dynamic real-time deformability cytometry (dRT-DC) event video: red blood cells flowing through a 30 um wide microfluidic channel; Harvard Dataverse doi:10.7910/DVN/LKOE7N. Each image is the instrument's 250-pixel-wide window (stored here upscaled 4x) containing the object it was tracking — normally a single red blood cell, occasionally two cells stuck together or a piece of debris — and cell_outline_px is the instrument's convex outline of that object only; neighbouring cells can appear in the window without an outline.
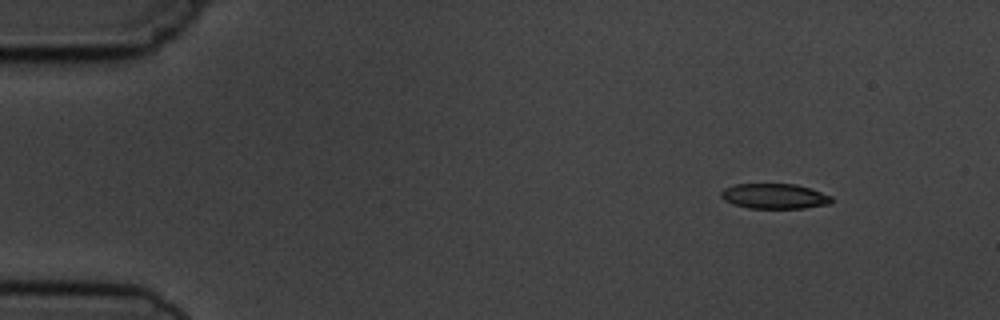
{"species": "common noctule bat (a hibernating species)", "species_latin": "Nyctalus noctula", "temperature_condition": "cold", "stored_images_in_passage": 5, "camera_frame_rate_fps": 3000, "um_per_image_px": 0.085, "animal": {"sex": "male", "body_mass_g": 19.5, "forearm_length_mm": 54.6}, "frame": {"image": 1, "passage_image": 1, "time_ms": 0.0, "image_size_px": [1000, 320], "cell_outline_px": [[832, 204], [804, 208], [748, 208], [732, 204], [724, 200], [720, 196], [720, 192], [724, 188], [736, 184], [796, 184], [832, 196]], "centroid_in_image_um": [65.81, 16.68], "position_along_channel_um": 19.2, "area_um2": 16.24}}
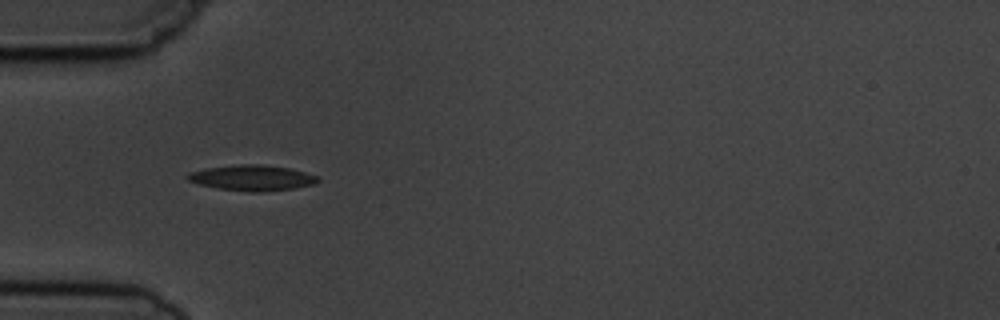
{"frame": {"image": 2, "passage_image": 4, "time_ms": 3.667, "image_size_px": [1000, 320], "cell_outline_px": [[320, 180], [316, 184], [292, 188], [264, 192], [248, 192], [216, 188], [200, 184], [188, 180], [184, 176], [188, 172], [204, 168], [240, 164], [264, 164], [288, 168], [320, 176]], "centroid_in_image_um": [21.42, 15.11], "position_along_channel_um": 63.6, "area_um2": 19.65}}
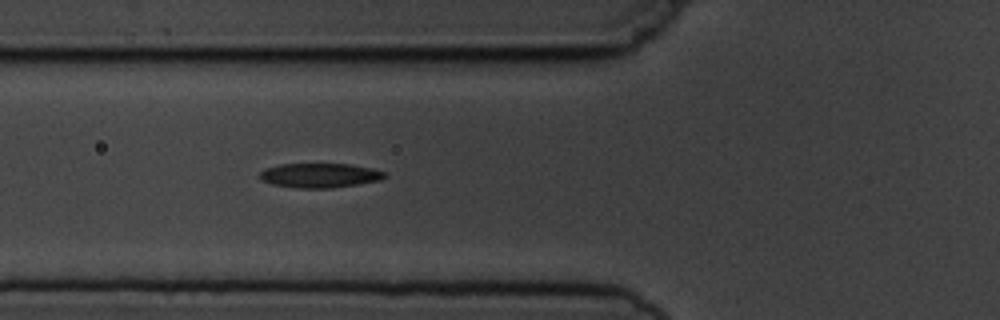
{"frame": {"image": 3, "passage_image": 5, "time_ms": 4.667, "image_size_px": [1000, 320], "cell_outline_px": [[388, 176], [380, 180], [332, 188], [300, 188], [272, 184], [260, 180], [260, 172], [264, 168], [280, 164], [352, 164], [372, 168], [388, 172]], "centroid_in_image_um": [27.21, 14.9], "position_along_channel_um": 98.6, "area_um2": 17.92}}